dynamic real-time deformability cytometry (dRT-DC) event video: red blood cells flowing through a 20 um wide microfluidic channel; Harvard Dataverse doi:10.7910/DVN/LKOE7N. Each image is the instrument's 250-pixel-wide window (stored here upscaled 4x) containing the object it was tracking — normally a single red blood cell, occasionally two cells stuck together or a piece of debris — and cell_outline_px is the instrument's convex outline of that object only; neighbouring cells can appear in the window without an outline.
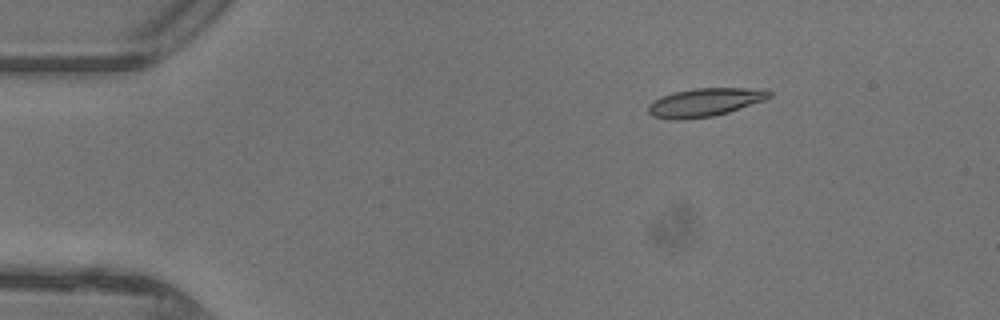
{"species": "common noctule bat (a hibernating species)", "species_latin": "Nyctalus noctula", "temperature_condition": "warm", "stored_images_in_passage": 41, "camera_frame_rate_fps": 3000, "um_per_image_px": 0.085, "animal": {"sex": "female"}, "frame": {"image": 1, "passage_image": 1, "time_ms": 0.0, "image_size_px": [1000, 320], "cell_outline_px": [[772, 96], [764, 100], [728, 112], [712, 116], [684, 120], [672, 120], [652, 116], [648, 112], [648, 104], [652, 100], [660, 96], [676, 92], [696, 88], [768, 88], [772, 92]], "centroid_in_image_um": [59.91, 8.69], "position_along_channel_um": 25.1, "area_um2": 20.17}}
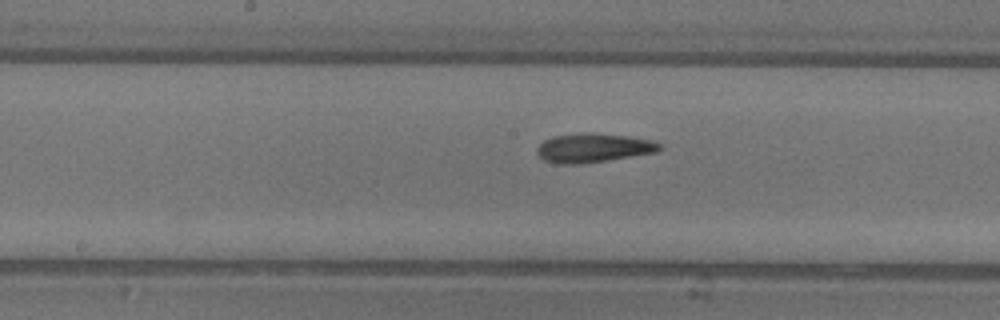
{"frame": {"image": 2, "passage_image": 18, "time_ms": 5.667, "image_size_px": [1000, 320], "cell_outline_px": [[660, 148], [656, 152], [604, 160], [576, 164], [560, 164], [544, 160], [536, 152], [536, 148], [544, 140], [552, 136], [584, 132], [592, 132], [628, 136], [652, 140], [660, 144]], "centroid_in_image_um": [50.38, 12.55], "position_along_channel_um": 197.8, "area_um2": 20.52}}
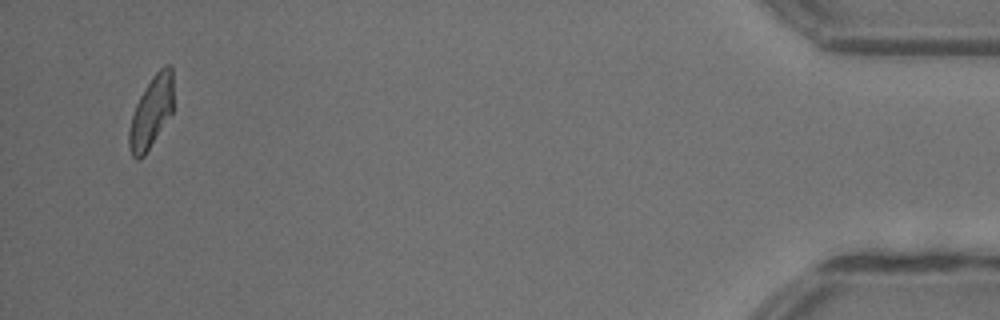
{"frame": {"image": 3, "passage_image": 39, "time_ms": 12.667, "image_size_px": [1000, 320], "cell_outline_px": [[172, 112], [144, 156], [140, 160], [136, 160], [132, 156], [128, 148], [128, 132], [132, 116], [136, 104], [140, 96], [152, 76], [164, 64], [172, 64]], "centroid_in_image_um": [12.83, 9.54], "position_along_channel_um": 422.4, "area_um2": 18.38}, "authors_computed_cell_mechanics": {"area_um2": 19.7098, "velocity_mm_per_s": 4.394, "shape_relaxation_time_tau1_ms": null, "shape_relaxation_time_tau2_ms": 1.5846, "deformation_change_tau1": null, "deformation_change_tau2": 0.079}}